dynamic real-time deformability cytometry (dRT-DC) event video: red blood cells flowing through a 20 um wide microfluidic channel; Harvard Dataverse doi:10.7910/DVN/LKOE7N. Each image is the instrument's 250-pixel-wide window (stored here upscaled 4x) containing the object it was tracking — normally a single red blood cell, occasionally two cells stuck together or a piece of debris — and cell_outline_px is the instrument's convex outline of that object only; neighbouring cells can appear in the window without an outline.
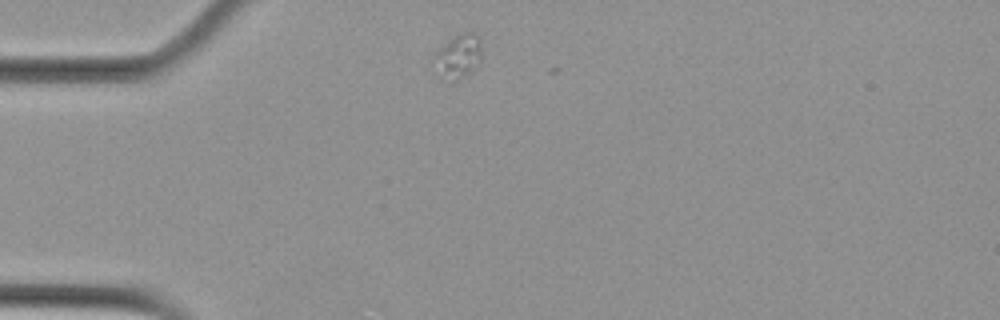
{"species": "Egyptian fruit bat (a non-hibernating species)", "species_latin": "Rousettus aegyptiacus", "temperature_condition": "cold", "stored_images_in_passage": 2, "camera_frame_rate_fps": 3000, "um_per_image_px": 0.085, "animal": {"sex": "female"}, "frame": {"image": 1, "passage_image": 1, "time_ms": 0.0, "image_size_px": [1000, 320], "cell_outline_px": [[484, 56], [480, 64], [476, 68], [464, 76], [440, 80], [428, 60], [432, 52], [448, 40], [464, 32], [472, 32], [480, 40]], "centroid_in_image_um": [38.87, 4.8], "position_along_channel_um": 46.1, "area_um2": 13.06}}